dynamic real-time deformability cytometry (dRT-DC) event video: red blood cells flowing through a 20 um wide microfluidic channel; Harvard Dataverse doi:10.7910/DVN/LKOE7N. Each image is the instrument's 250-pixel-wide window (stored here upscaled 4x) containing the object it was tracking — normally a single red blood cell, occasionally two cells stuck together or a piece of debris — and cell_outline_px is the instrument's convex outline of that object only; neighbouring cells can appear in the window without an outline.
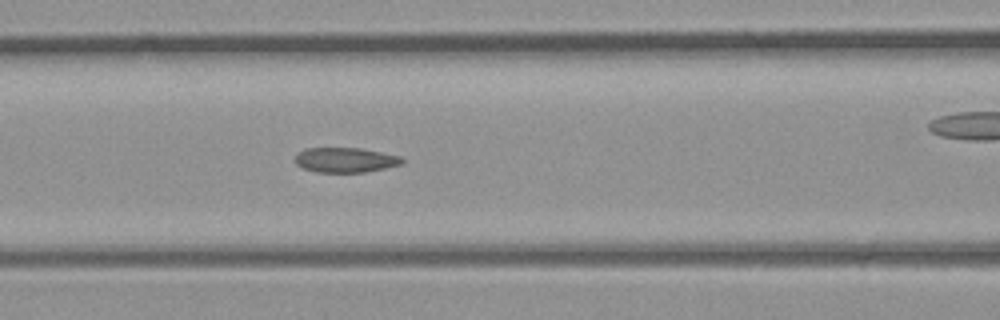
{"species": "common noctule bat (a hibernating species)", "species_latin": "Nyctalus noctula", "temperature_condition": "room temperature", "stored_images_in_passage": 29, "camera_frame_rate_fps": 3000, "um_per_image_px": 0.085, "animal": {"sex": "male", "body_mass_g": 23.1, "forearm_length_mm": 52.7}, "frame": {"image": 1, "passage_image": 7, "time_ms": 2.0, "image_size_px": [1000, 320], "cell_outline_px": [[404, 164], [364, 172], [316, 172], [304, 168], [296, 164], [296, 152], [304, 148], [360, 148], [400, 156], [404, 160]], "centroid_in_image_um": [29.35, 13.59], "position_along_channel_um": 137.3, "area_um2": 15.49}}
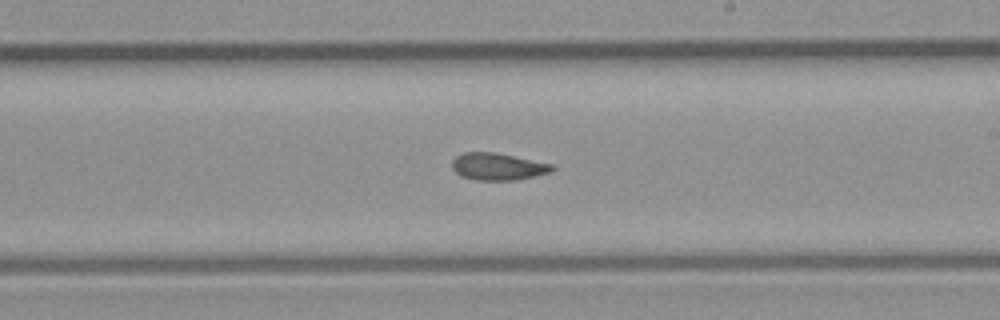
{"frame": {"image": 2, "passage_image": 13, "time_ms": 4.0, "image_size_px": [1000, 320], "cell_outline_px": [[556, 168], [552, 172], [516, 180], [476, 180], [460, 176], [452, 168], [452, 160], [456, 156], [464, 152], [496, 152], [556, 164]], "centroid_in_image_um": [42.37, 14.15], "position_along_channel_um": 246.6, "area_um2": 16.13}}
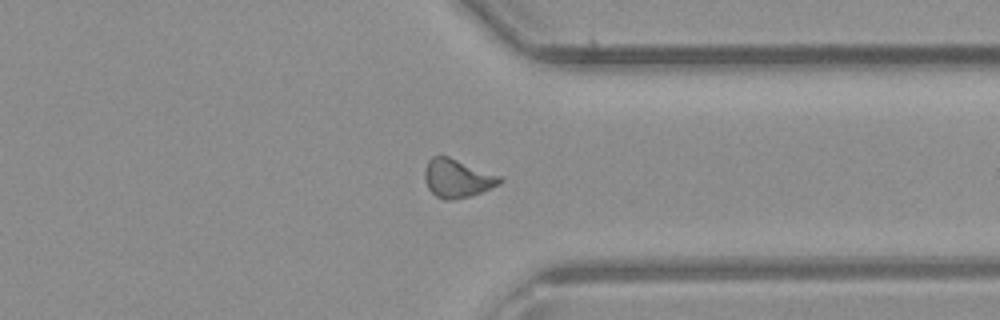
{"frame": {"image": 3, "passage_image": 20, "time_ms": 6.333, "image_size_px": [1000, 320], "cell_outline_px": [[504, 180], [500, 184], [480, 192], [468, 196], [448, 200], [444, 200], [436, 196], [428, 188], [424, 176], [424, 172], [428, 160], [432, 156], [448, 156], [500, 176]], "centroid_in_image_um": [38.85, 15.15], "position_along_channel_um": 372.6, "area_um2": 16.53}}